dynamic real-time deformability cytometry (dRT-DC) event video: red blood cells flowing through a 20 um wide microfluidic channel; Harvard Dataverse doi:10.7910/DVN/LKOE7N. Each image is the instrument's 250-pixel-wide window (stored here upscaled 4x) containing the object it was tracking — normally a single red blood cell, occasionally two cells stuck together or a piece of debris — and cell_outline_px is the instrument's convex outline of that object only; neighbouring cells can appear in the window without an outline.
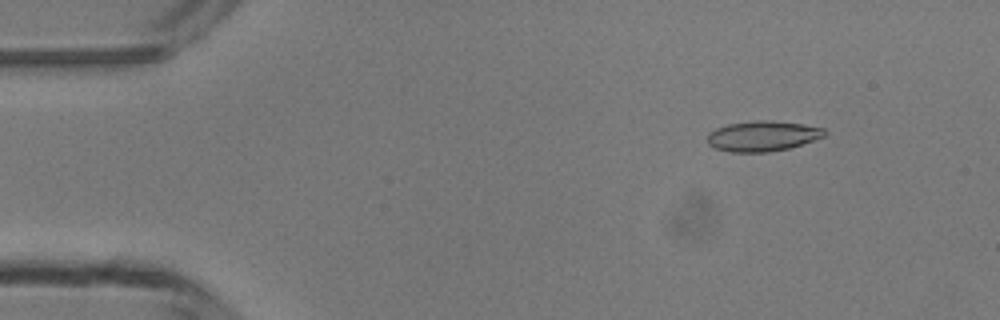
{"species": "common noctule bat (a hibernating species)", "species_latin": "Nyctalus noctula", "temperature_condition": "room temperature", "stored_images_in_passage": 48, "camera_frame_rate_fps": 3000, "um_per_image_px": 0.085, "animal": {"sex": "male", "body_mass_g": 13.3}, "frame": {"image": 1, "passage_image": 6, "time_ms": 1.667, "image_size_px": [1000, 320], "cell_outline_px": [[828, 132], [824, 136], [788, 148], [768, 152], [728, 152], [716, 148], [708, 144], [708, 132], [716, 128], [728, 124], [756, 120], [772, 120], [804, 124], [824, 128]], "centroid_in_image_um": [64.81, 11.55], "position_along_channel_um": 20.2, "area_um2": 20.69}}
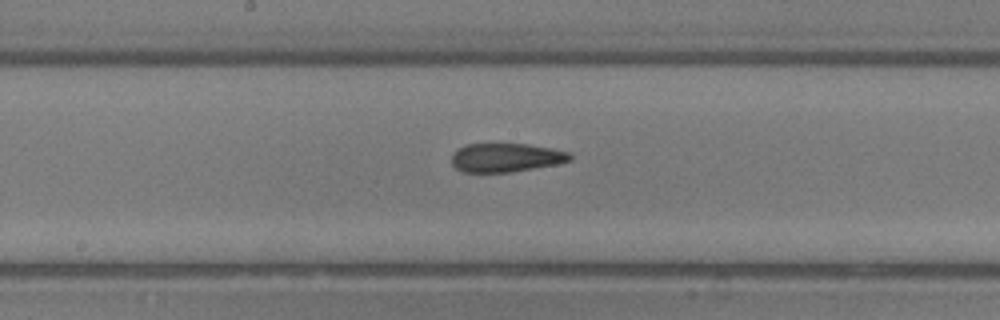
{"frame": {"image": 2, "passage_image": 25, "time_ms": 8.0, "image_size_px": [1000, 320], "cell_outline_px": [[572, 160], [556, 164], [512, 172], [464, 172], [456, 168], [452, 164], [452, 156], [464, 144], [528, 144], [552, 148], [568, 152], [572, 156]], "centroid_in_image_um": [43.03, 13.39], "position_along_channel_um": 205.2, "area_um2": 19.71}}
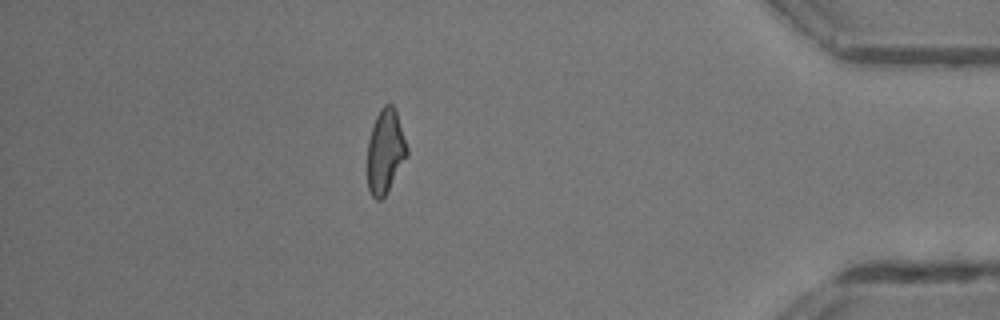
{"frame": {"image": 3, "passage_image": 42, "time_ms": 13.667, "image_size_px": [1000, 320], "cell_outline_px": [[408, 156], [384, 196], [380, 200], [376, 200], [372, 196], [368, 188], [368, 140], [376, 116], [380, 108], [384, 104], [392, 104], [396, 112], [408, 148]], "centroid_in_image_um": [32.75, 12.86], "position_along_channel_um": 402.4, "area_um2": 19.19}, "authors_computed_cell_mechanics": {"area_um2": 20.3456, "velocity_mm_per_s": 4.291, "shape_relaxation_time_tau1_ms": null, "shape_relaxation_time_tau2_ms": 2.4687, "deformation_change_tau1": null, "deformation_change_tau2": 0.117}}